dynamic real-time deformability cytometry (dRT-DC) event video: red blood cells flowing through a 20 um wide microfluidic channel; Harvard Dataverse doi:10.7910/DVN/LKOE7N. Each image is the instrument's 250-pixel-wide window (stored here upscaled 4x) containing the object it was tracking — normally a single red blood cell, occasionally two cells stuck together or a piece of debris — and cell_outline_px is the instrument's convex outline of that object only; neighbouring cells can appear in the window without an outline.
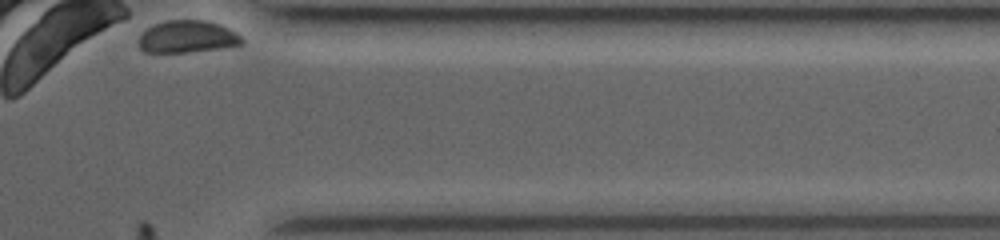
{"species": "common noctule bat (a hibernating species)", "species_latin": "Nyctalus noctula", "temperature_condition": "room temperature", "stored_images_in_passage": 36, "camera_frame_rate_fps": 3500, "um_per_image_px": 0.085, "animal": {"sex": "female", "body_mass_g": 19.0, "forearm_length_mm": 53.3}, "frame": {"image": 1, "passage_image": 36, "time_ms": 10.857, "image_size_px": [1000, 240], "cell_outline_px": [[244, 44], [184, 52], [144, 52], [140, 48], [140, 36], [148, 28], [156, 24], [168, 20], [208, 20], [220, 24], [244, 36]], "centroid_in_image_um": [15.98, 3.11], "position_along_channel_um": 395.4, "area_um2": 19.13}}